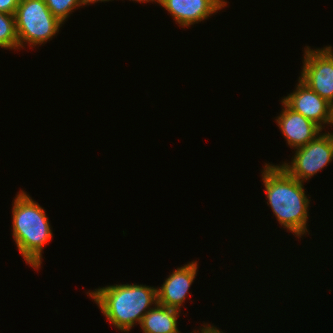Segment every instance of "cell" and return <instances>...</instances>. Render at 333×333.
<instances>
[{"instance_id":"1","label":"cell","mask_w":333,"mask_h":333,"mask_svg":"<svg viewBox=\"0 0 333 333\" xmlns=\"http://www.w3.org/2000/svg\"><path fill=\"white\" fill-rule=\"evenodd\" d=\"M262 181L270 205L279 224L298 238L306 235L310 200L304 182L291 177L281 165L265 164Z\"/></svg>"},{"instance_id":"2","label":"cell","mask_w":333,"mask_h":333,"mask_svg":"<svg viewBox=\"0 0 333 333\" xmlns=\"http://www.w3.org/2000/svg\"><path fill=\"white\" fill-rule=\"evenodd\" d=\"M115 328L129 332L141 324L143 316L158 303L157 288L137 284H115L89 292Z\"/></svg>"},{"instance_id":"3","label":"cell","mask_w":333,"mask_h":333,"mask_svg":"<svg viewBox=\"0 0 333 333\" xmlns=\"http://www.w3.org/2000/svg\"><path fill=\"white\" fill-rule=\"evenodd\" d=\"M12 207V235L23 259L38 270L42 251L52 230L45 210L24 191L18 192Z\"/></svg>"},{"instance_id":"4","label":"cell","mask_w":333,"mask_h":333,"mask_svg":"<svg viewBox=\"0 0 333 333\" xmlns=\"http://www.w3.org/2000/svg\"><path fill=\"white\" fill-rule=\"evenodd\" d=\"M19 49L42 45L59 32L62 23L48 9L44 0H20L15 11Z\"/></svg>"},{"instance_id":"5","label":"cell","mask_w":333,"mask_h":333,"mask_svg":"<svg viewBox=\"0 0 333 333\" xmlns=\"http://www.w3.org/2000/svg\"><path fill=\"white\" fill-rule=\"evenodd\" d=\"M291 163L281 167L300 182L310 179L333 160V133H321L314 140L295 151Z\"/></svg>"},{"instance_id":"6","label":"cell","mask_w":333,"mask_h":333,"mask_svg":"<svg viewBox=\"0 0 333 333\" xmlns=\"http://www.w3.org/2000/svg\"><path fill=\"white\" fill-rule=\"evenodd\" d=\"M304 61L299 79L321 98L328 102L333 99V49L304 50Z\"/></svg>"},{"instance_id":"7","label":"cell","mask_w":333,"mask_h":333,"mask_svg":"<svg viewBox=\"0 0 333 333\" xmlns=\"http://www.w3.org/2000/svg\"><path fill=\"white\" fill-rule=\"evenodd\" d=\"M157 3L164 7L182 28L207 19L227 4L225 0H157Z\"/></svg>"},{"instance_id":"8","label":"cell","mask_w":333,"mask_h":333,"mask_svg":"<svg viewBox=\"0 0 333 333\" xmlns=\"http://www.w3.org/2000/svg\"><path fill=\"white\" fill-rule=\"evenodd\" d=\"M281 103L283 111L276 122L290 147L295 150L305 146L321 134L322 128L319 125L290 109L283 101Z\"/></svg>"},{"instance_id":"9","label":"cell","mask_w":333,"mask_h":333,"mask_svg":"<svg viewBox=\"0 0 333 333\" xmlns=\"http://www.w3.org/2000/svg\"><path fill=\"white\" fill-rule=\"evenodd\" d=\"M296 90L284 97L282 101L292 110L300 113L305 118L312 120L322 129L329 120V102L321 98L300 79ZM322 124L324 125L322 127Z\"/></svg>"},{"instance_id":"10","label":"cell","mask_w":333,"mask_h":333,"mask_svg":"<svg viewBox=\"0 0 333 333\" xmlns=\"http://www.w3.org/2000/svg\"><path fill=\"white\" fill-rule=\"evenodd\" d=\"M197 268V261H192L173 270L162 286L157 288L158 304L181 310L190 286L197 275Z\"/></svg>"},{"instance_id":"11","label":"cell","mask_w":333,"mask_h":333,"mask_svg":"<svg viewBox=\"0 0 333 333\" xmlns=\"http://www.w3.org/2000/svg\"><path fill=\"white\" fill-rule=\"evenodd\" d=\"M179 314L180 310L157 303L143 316L140 326L143 333H181L177 328Z\"/></svg>"},{"instance_id":"12","label":"cell","mask_w":333,"mask_h":333,"mask_svg":"<svg viewBox=\"0 0 333 333\" xmlns=\"http://www.w3.org/2000/svg\"><path fill=\"white\" fill-rule=\"evenodd\" d=\"M0 47L19 49L14 14L0 13Z\"/></svg>"},{"instance_id":"13","label":"cell","mask_w":333,"mask_h":333,"mask_svg":"<svg viewBox=\"0 0 333 333\" xmlns=\"http://www.w3.org/2000/svg\"><path fill=\"white\" fill-rule=\"evenodd\" d=\"M51 13L62 23L66 21L73 10L82 6L81 0H44Z\"/></svg>"},{"instance_id":"14","label":"cell","mask_w":333,"mask_h":333,"mask_svg":"<svg viewBox=\"0 0 333 333\" xmlns=\"http://www.w3.org/2000/svg\"><path fill=\"white\" fill-rule=\"evenodd\" d=\"M20 0H0V13L15 14Z\"/></svg>"},{"instance_id":"15","label":"cell","mask_w":333,"mask_h":333,"mask_svg":"<svg viewBox=\"0 0 333 333\" xmlns=\"http://www.w3.org/2000/svg\"><path fill=\"white\" fill-rule=\"evenodd\" d=\"M201 329V333H223L222 331H220L219 329H217L216 327L209 325V324H203Z\"/></svg>"},{"instance_id":"16","label":"cell","mask_w":333,"mask_h":333,"mask_svg":"<svg viewBox=\"0 0 333 333\" xmlns=\"http://www.w3.org/2000/svg\"><path fill=\"white\" fill-rule=\"evenodd\" d=\"M328 110H329L328 124L333 125V99L329 101Z\"/></svg>"},{"instance_id":"17","label":"cell","mask_w":333,"mask_h":333,"mask_svg":"<svg viewBox=\"0 0 333 333\" xmlns=\"http://www.w3.org/2000/svg\"><path fill=\"white\" fill-rule=\"evenodd\" d=\"M105 2V1H111V0H81L83 5H90V3H97V2Z\"/></svg>"},{"instance_id":"18","label":"cell","mask_w":333,"mask_h":333,"mask_svg":"<svg viewBox=\"0 0 333 333\" xmlns=\"http://www.w3.org/2000/svg\"><path fill=\"white\" fill-rule=\"evenodd\" d=\"M132 1L142 2V3H143V2L146 3V2H149V1H152V2H155V1H156V2H157V0H132Z\"/></svg>"}]
</instances>
